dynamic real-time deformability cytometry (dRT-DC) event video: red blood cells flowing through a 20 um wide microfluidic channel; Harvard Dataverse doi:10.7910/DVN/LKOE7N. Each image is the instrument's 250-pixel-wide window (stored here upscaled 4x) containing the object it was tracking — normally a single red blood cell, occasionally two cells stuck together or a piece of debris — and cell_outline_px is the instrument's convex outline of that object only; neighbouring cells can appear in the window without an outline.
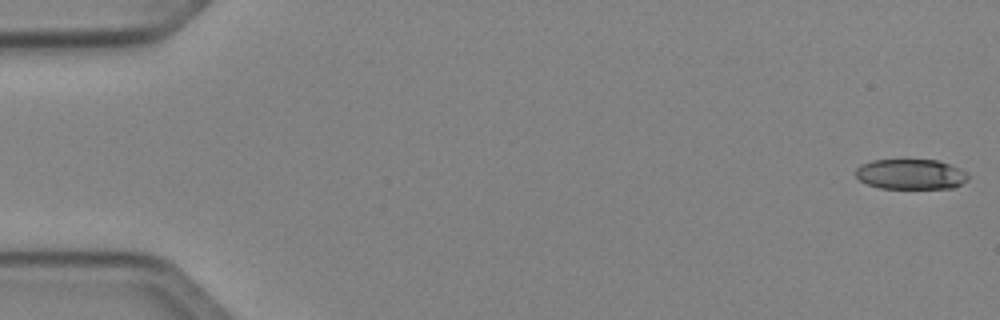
{"species": "Egyptian fruit bat (a non-hibernating species)", "species_latin": "Rousettus aegyptiacus", "temperature_condition": "cold", "stored_images_in_passage": 50, "camera_frame_rate_fps": 3000, "um_per_image_px": 0.085, "animal": {"sex": "female"}, "frame": {"image": 1, "passage_image": 1, "time_ms": 0.0, "image_size_px": [1000, 320], "cell_outline_px": [[968, 180], [952, 188], [880, 188], [868, 184], [860, 180], [856, 176], [856, 168], [860, 164], [872, 160], [936, 160], [960, 168], [968, 172]], "centroid_in_image_um": [77.42, 14.8], "position_along_channel_um": 7.6, "area_um2": 19.77}}
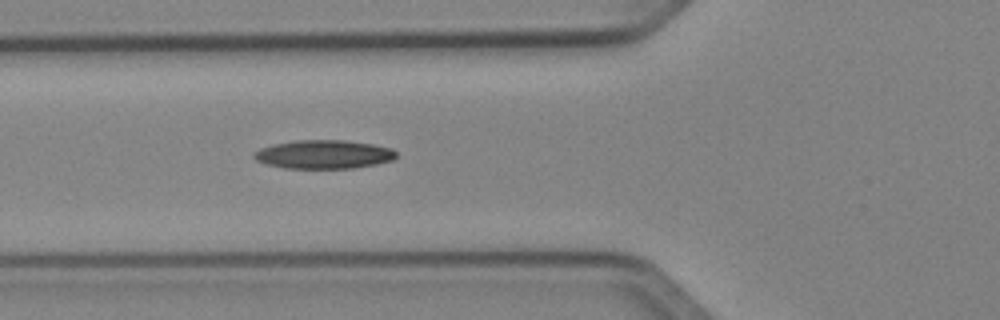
{"frame": {"image": 2, "passage_image": 19, "time_ms": 6.0, "image_size_px": [1000, 320], "cell_outline_px": [[396, 156], [392, 160], [376, 164], [352, 168], [284, 168], [264, 164], [256, 160], [252, 156], [252, 152], [260, 148], [272, 144], [296, 140], [344, 140], [372, 144], [392, 148], [396, 152]], "centroid_in_image_um": [27.46, 13.12], "position_along_channel_um": 98.3, "area_um2": 23.87}}
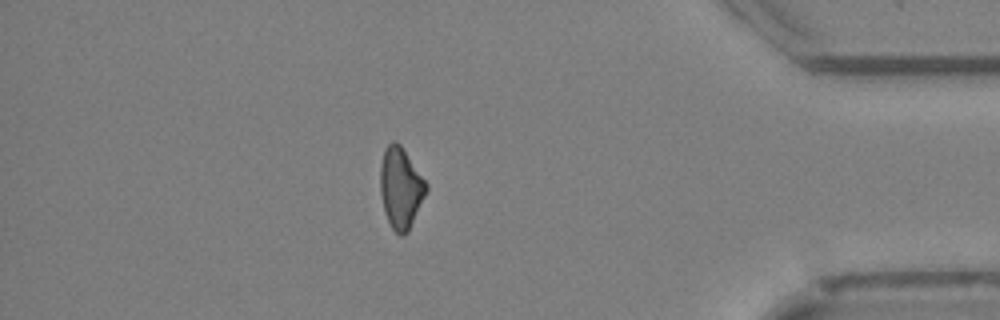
{"frame": {"image": 3, "passage_image": 44, "time_ms": 14.333, "image_size_px": [1000, 320], "cell_outline_px": [[428, 188], [408, 232], [404, 236], [400, 236], [392, 228], [384, 212], [380, 192], [380, 168], [384, 148], [392, 140], [396, 140], [400, 144], [428, 184]], "centroid_in_image_um": [34.04, 15.96], "position_along_channel_um": 401.2, "area_um2": 21.68}}